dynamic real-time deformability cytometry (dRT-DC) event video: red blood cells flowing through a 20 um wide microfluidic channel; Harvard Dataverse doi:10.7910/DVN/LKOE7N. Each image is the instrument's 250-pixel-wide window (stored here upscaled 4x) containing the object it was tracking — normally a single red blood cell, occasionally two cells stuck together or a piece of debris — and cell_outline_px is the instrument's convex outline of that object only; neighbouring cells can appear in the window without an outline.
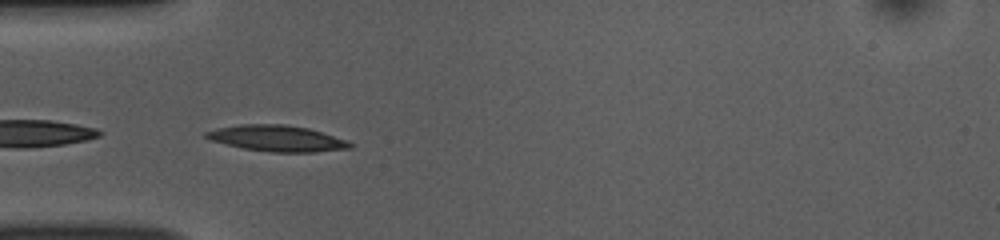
{"species": "common noctule bat (a hibernating species)", "species_latin": "Nyctalus noctula", "temperature_condition": "room temperature", "stored_images_in_passage": 38, "camera_frame_rate_fps": 3000, "um_per_image_px": 0.085, "animal": {"sex": "female", "body_mass_g": 10.0, "forearm_length_mm": 53.1}, "frame": {"image": 1, "passage_image": 2, "time_ms": 0.333, "image_size_px": [1000, 240], "cell_outline_px": [[352, 148], [316, 152], [272, 152], [244, 148], [212, 140], [204, 136], [204, 132], [216, 128], [240, 124], [284, 124], [308, 128], [348, 140], [352, 144]], "centroid_in_image_um": [23.57, 11.75], "position_along_channel_um": 61.4, "area_um2": 21.73}}
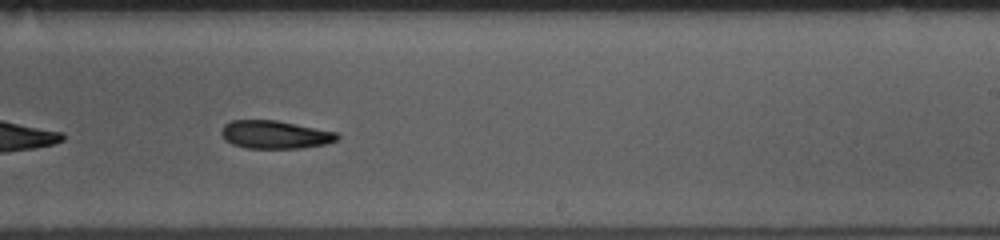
{"frame": {"image": 2, "passage_image": 18, "time_ms": 5.667, "image_size_px": [1000, 240], "cell_outline_px": [[340, 136], [336, 140], [324, 144], [300, 148], [244, 148], [232, 144], [224, 140], [220, 132], [224, 124], [232, 120], [276, 120], [336, 132]], "centroid_in_image_um": [23.32, 11.44], "position_along_channel_um": 265.7, "area_um2": 18.9}}
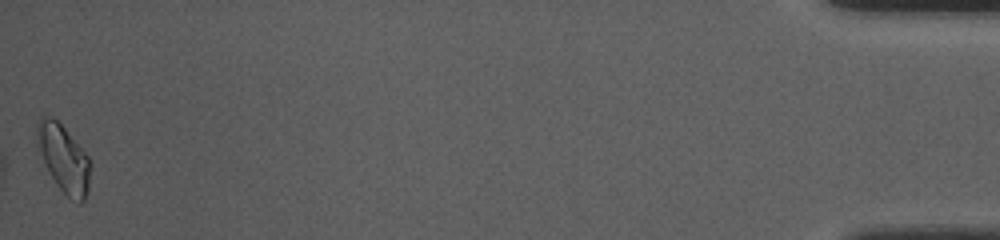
{"frame": {"image": 3, "passage_image": 38, "time_ms": 12.333, "image_size_px": [1000, 240], "cell_outline_px": [[88, 192], [84, 200], [80, 204], [72, 200], [56, 184], [48, 172], [36, 148], [36, 124], [40, 116], [48, 116], [56, 120], [64, 128], [88, 156]], "centroid_in_image_um": [5.34, 13.46], "position_along_channel_um": 429.9, "area_um2": 20.75}, "authors_computed_cell_mechanics": {"area_um2": 19.6231, "velocity_mm_per_s": 3.8583, "shape_relaxation_time_tau1_ms": 4.0005, "shape_relaxation_time_tau2_ms": null, "deformation_change_tau1": 0.1279, "deformation_change_tau2": null}}